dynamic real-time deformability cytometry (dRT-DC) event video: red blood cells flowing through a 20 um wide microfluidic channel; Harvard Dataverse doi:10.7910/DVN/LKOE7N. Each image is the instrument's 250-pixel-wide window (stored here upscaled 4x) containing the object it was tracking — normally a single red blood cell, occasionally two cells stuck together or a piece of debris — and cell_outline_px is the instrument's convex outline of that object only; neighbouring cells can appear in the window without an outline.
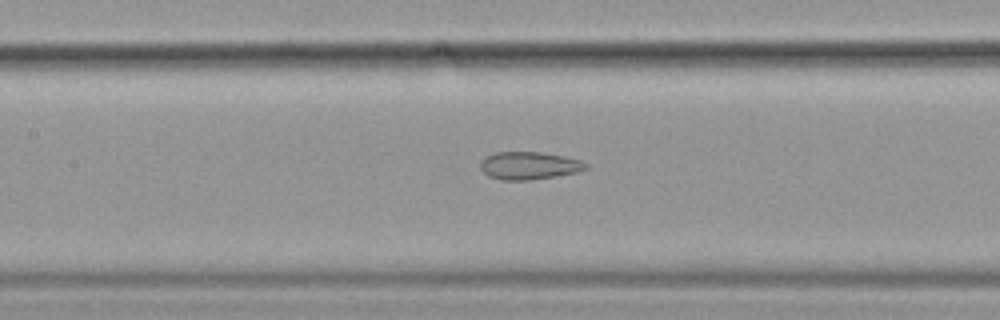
{"species": "common noctule bat (a hibernating species)", "species_latin": "Nyctalus noctula", "temperature_condition": "cold", "stored_images_in_passage": 21, "camera_frame_rate_fps": 3000, "um_per_image_px": 0.085, "animal": {"sex": "female", "body_mass_g": 19.9}, "frame": {"image": 1, "passage_image": 12, "time_ms": 3.667, "image_size_px": [1000, 320], "cell_outline_px": [[588, 168], [576, 172], [556, 176], [528, 180], [500, 180], [488, 176], [480, 168], [480, 160], [484, 156], [496, 152], [540, 152], [564, 156], [580, 160], [588, 164]], "centroid_in_image_um": [44.93, 14.07], "position_along_channel_um": 162.5, "area_um2": 17.11}}
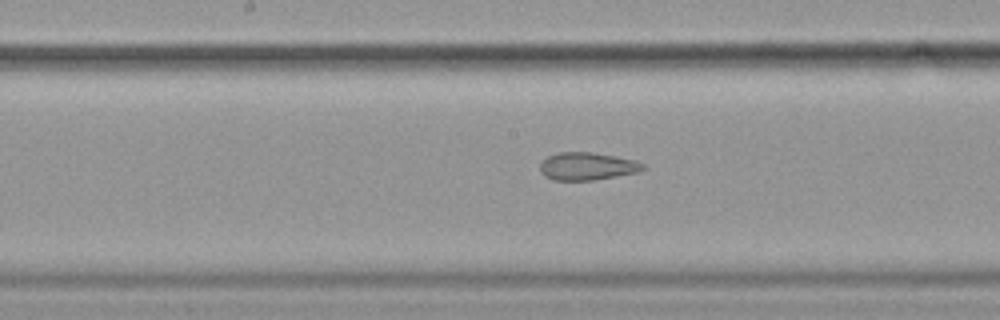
{"frame": {"image": 2, "passage_image": 15, "time_ms": 4.667, "image_size_px": [1000, 320], "cell_outline_px": [[644, 168], [636, 172], [592, 180], [552, 180], [544, 176], [540, 172], [540, 164], [548, 156], [560, 152], [592, 152], [636, 160], [644, 164]], "centroid_in_image_um": [49.87, 14.13], "position_along_channel_um": 198.3, "area_um2": 16.42}}